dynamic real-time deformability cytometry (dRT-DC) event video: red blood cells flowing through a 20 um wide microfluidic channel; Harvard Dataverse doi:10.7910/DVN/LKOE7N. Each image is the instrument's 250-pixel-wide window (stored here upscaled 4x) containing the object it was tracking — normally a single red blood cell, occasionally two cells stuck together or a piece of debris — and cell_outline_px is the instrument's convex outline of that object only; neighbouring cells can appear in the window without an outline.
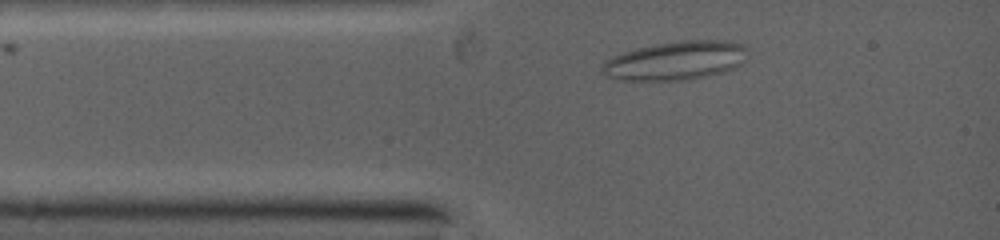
{"species": "common noctule bat (a hibernating species)", "species_latin": "Nyctalus noctula", "temperature_condition": "warm", "stored_images_in_passage": 42, "camera_frame_rate_fps": 5000, "um_per_image_px": 0.085, "animal": {"sex": "female", "body_mass_g": 19.0, "forearm_length_mm": 53.3}, "frame": {"image": 1, "passage_image": 1, "time_ms": 0.0, "image_size_px": [1000, 240], "cell_outline_px": [[744, 48], [740, 64], [732, 68], [720, 72], [688, 80], [624, 80], [612, 76], [604, 72], [600, 68], [608, 60], [616, 56], [640, 48], [660, 44], [688, 40], [692, 40], [740, 44]], "centroid_in_image_um": [57.38, 5.19], "position_along_channel_um": 27.6, "area_um2": 30.87}}
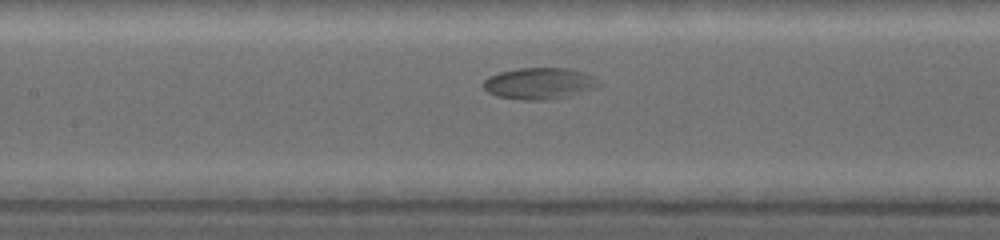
{"frame": {"image": 2, "passage_image": 22, "time_ms": 3.6, "image_size_px": [1000, 240], "cell_outline_px": [[592, 84], [584, 88], [548, 100], [520, 100], [496, 96], [488, 92], [484, 88], [484, 80], [500, 72], [520, 68], [568, 68], [580, 72], [588, 76], [592, 80]], "centroid_in_image_um": [45.58, 7.08], "position_along_channel_um": 161.8, "area_um2": 19.59}}
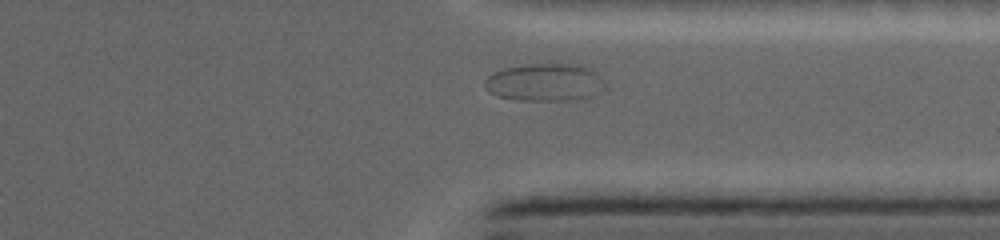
{"frame": {"image": 3, "passage_image": 38, "time_ms": 8.6, "image_size_px": [1000, 240], "cell_outline_px": [[604, 88], [588, 96], [560, 100], [520, 100], [500, 96], [488, 92], [484, 84], [484, 80], [488, 76], [496, 72], [508, 68], [528, 64], [580, 64], [592, 68], [604, 84]], "centroid_in_image_um": [46.28, 6.98], "position_along_channel_um": 365.1, "area_um2": 25.72}}